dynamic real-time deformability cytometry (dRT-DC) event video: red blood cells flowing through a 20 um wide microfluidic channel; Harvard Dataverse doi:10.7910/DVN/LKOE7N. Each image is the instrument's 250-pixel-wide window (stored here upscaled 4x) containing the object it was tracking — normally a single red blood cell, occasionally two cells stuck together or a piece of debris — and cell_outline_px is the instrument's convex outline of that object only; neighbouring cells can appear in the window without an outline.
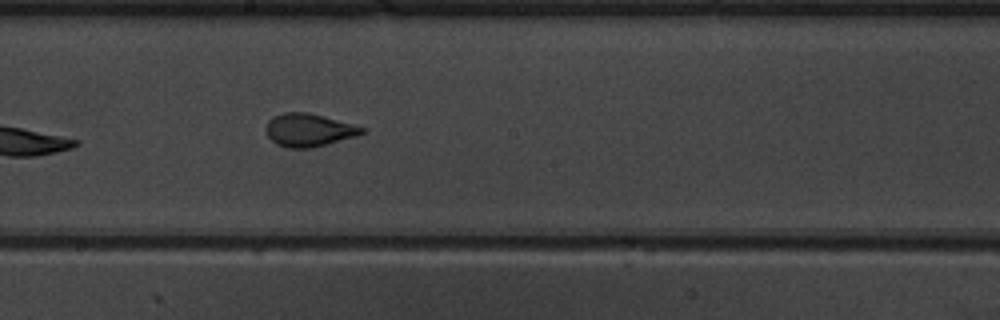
{"species": "common noctule bat (a hibernating species)", "species_latin": "Nyctalus noctula", "temperature_condition": "warm", "stored_images_in_passage": 8, "camera_frame_rate_fps": 3000, "um_per_image_px": 0.085, "animal": {"sex": "male", "body_mass_g": 19.5, "forearm_length_mm": 54.6}, "frame": {"image": 1, "passage_image": 8, "time_ms": 8.333, "image_size_px": [1000, 320], "cell_outline_px": [[368, 128], [364, 132], [356, 136], [312, 148], [288, 148], [276, 144], [268, 136], [268, 120], [272, 116], [284, 112], [308, 112], [324, 116]], "centroid_in_image_um": [26.28, 11.05], "position_along_channel_um": 221.9, "area_um2": 18.38}}